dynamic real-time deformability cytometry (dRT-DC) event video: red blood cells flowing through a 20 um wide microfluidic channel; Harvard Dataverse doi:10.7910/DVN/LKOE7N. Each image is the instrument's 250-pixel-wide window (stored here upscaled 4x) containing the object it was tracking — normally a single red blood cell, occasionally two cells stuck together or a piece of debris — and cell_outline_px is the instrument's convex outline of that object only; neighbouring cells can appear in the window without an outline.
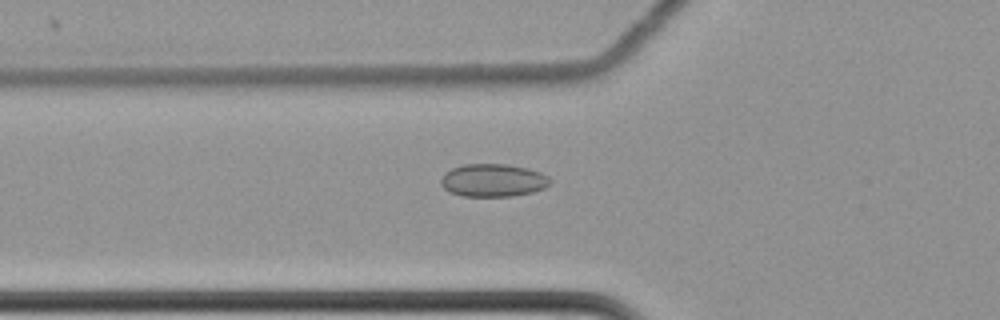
{"species": "common noctule bat (a hibernating species)", "species_latin": "Nyctalus noctula", "temperature_condition": "cold", "stored_images_in_passage": 49, "camera_frame_rate_fps": 3000, "um_per_image_px": 0.085, "animal": {"sex": "female", "body_mass_g": 22.7, "forearm_length_mm": 54.2}, "frame": {"image": 1, "passage_image": 11, "time_ms": 3.333, "image_size_px": [1000, 320], "cell_outline_px": [[552, 180], [544, 188], [532, 192], [512, 196], [464, 196], [452, 192], [444, 188], [440, 184], [440, 180], [444, 172], [452, 168], [464, 164], [508, 164], [528, 168], [540, 172], [548, 176]], "centroid_in_image_um": [41.91, 15.31], "position_along_channel_um": 83.9, "area_um2": 20.92}}
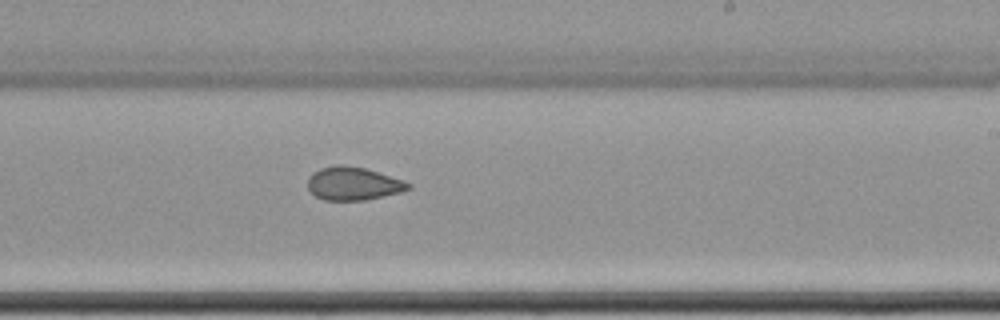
{"frame": {"image": 2, "passage_image": 26, "time_ms": 8.333, "image_size_px": [1000, 320], "cell_outline_px": [[412, 188], [400, 192], [384, 196], [364, 200], [324, 200], [316, 196], [308, 188], [308, 176], [312, 172], [320, 168], [336, 164], [340, 164], [364, 168], [404, 180], [412, 184]], "centroid_in_image_um": [30.02, 15.6], "position_along_channel_um": 259.0, "area_um2": 19.48}}
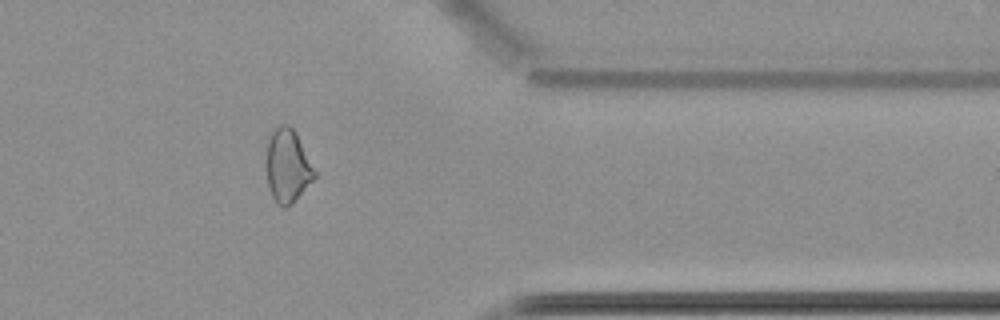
{"frame": {"image": 3, "passage_image": 38, "time_ms": 12.333, "image_size_px": [1000, 320], "cell_outline_px": [[316, 176], [284, 208], [276, 204], [272, 196], [268, 184], [268, 140], [272, 132], [280, 124], [288, 124], [296, 132], [316, 172]], "centroid_in_image_um": [24.45, 14.06], "position_along_channel_um": 387.0, "area_um2": 19.71}, "authors_computed_cell_mechanics": {"area_um2": 20.4612, "velocity_mm_per_s": 3.499, "shape_relaxation_time_tau1_ms": null, "shape_relaxation_time_tau2_ms": 2.803, "deformation_change_tau1": null, "deformation_change_tau2": 0.0722}}